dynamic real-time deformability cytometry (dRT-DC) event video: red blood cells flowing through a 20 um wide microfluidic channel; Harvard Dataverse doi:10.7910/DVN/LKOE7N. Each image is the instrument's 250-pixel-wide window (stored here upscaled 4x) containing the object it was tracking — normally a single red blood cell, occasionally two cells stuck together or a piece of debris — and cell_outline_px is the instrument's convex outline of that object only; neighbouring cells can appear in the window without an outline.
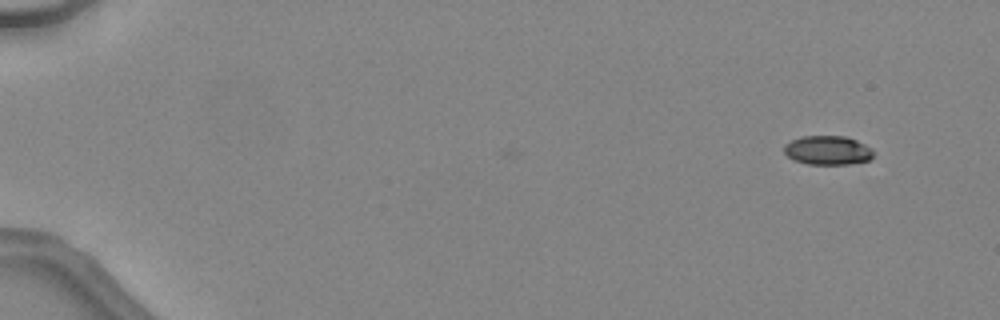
{"species": "common noctule bat (a hibernating species)", "species_latin": "Nyctalus noctula", "temperature_condition": "warm", "stored_images_in_passage": 5, "camera_frame_rate_fps": 3000, "um_per_image_px": 0.085, "animal": {"sex": "female", "body_mass_g": 24.6, "forearm_length_mm": 56.2}, "frame": {"image": 1, "passage_image": 1, "time_ms": 0.0, "image_size_px": [1000, 320], "cell_outline_px": [[872, 156], [868, 160], [848, 164], [808, 164], [796, 160], [788, 156], [784, 152], [784, 144], [800, 136], [844, 136], [856, 140], [872, 148]], "centroid_in_image_um": [70.33, 12.76], "position_along_channel_um": 14.7, "area_um2": 14.97}}